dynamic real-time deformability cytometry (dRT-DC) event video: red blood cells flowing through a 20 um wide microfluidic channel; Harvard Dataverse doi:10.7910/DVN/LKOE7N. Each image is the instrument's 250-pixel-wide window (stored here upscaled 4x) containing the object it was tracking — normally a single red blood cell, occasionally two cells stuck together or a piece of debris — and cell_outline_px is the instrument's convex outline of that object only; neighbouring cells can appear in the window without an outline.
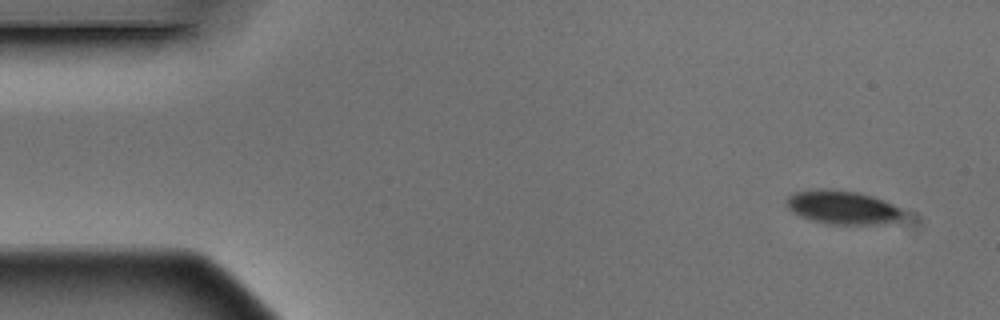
{"species": "Egyptian fruit bat (a non-hibernating species)", "species_latin": "Rousettus aegyptiacus", "temperature_condition": "warm", "stored_images_in_passage": 4, "segment_of_instrument_passage": [1, 2], "camera_frame_rate_fps": 3000, "um_per_image_px": 0.085, "animal": {"sex": "male"}, "frame": {"image": 1, "passage_image": 1, "time_ms": 0.0, "image_size_px": [1000, 320], "cell_outline_px": [[900, 216], [896, 220], [884, 224], [828, 224], [812, 220], [800, 216], [792, 212], [788, 208], [788, 196], [796, 192], [820, 188], [832, 188], [860, 192], [884, 200], [900, 208]], "centroid_in_image_um": [71.58, 17.61], "position_along_channel_um": 13.4, "area_um2": 22.72}}